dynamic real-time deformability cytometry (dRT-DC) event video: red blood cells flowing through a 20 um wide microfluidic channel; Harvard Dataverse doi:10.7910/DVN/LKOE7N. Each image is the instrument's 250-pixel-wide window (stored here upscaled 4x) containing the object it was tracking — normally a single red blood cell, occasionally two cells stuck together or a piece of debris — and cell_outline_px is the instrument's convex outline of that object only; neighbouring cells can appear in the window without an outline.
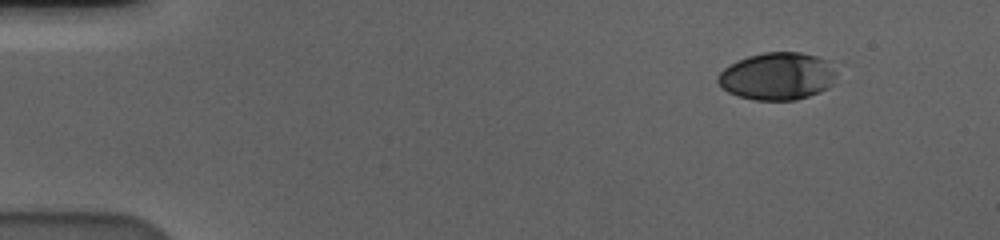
{"species": "human", "species_latin": "Homo sapiens", "temperature_condition": "cold", "stored_images_in_passage": 53, "camera_frame_rate_fps": 3000, "um_per_image_px": 0.085, "donor": {"sex": "male"}, "frame": {"image": 1, "passage_image": 1, "time_ms": 0.0, "image_size_px": [1000, 240], "cell_outline_px": [[836, 72], [832, 84], [828, 88], [820, 92], [796, 100], [756, 100], [740, 96], [728, 92], [720, 88], [716, 80], [716, 76], [724, 68], [736, 60], [748, 56], [764, 52], [800, 52], [832, 60]], "centroid_in_image_um": [66.08, 6.47], "position_along_channel_um": 18.9, "area_um2": 33.23}}
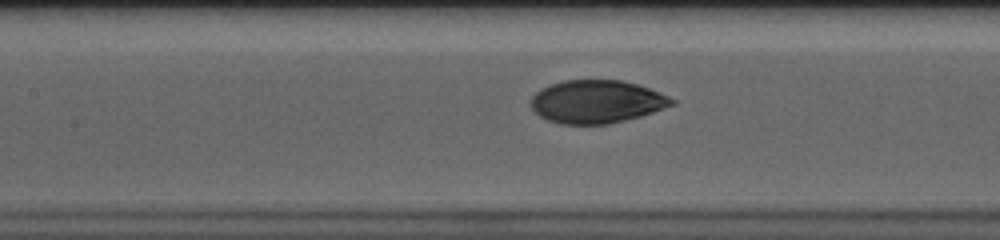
{"frame": {"image": 2, "passage_image": 22, "time_ms": 7.0, "image_size_px": [1000, 240], "cell_outline_px": [[676, 104], [640, 116], [608, 124], [560, 124], [548, 120], [540, 116], [532, 108], [528, 100], [540, 88], [564, 80], [620, 80], [636, 84], [648, 88], [668, 96], [676, 100]], "centroid_in_image_um": [50.69, 8.64], "position_along_channel_um": 156.7, "area_um2": 35.26}}
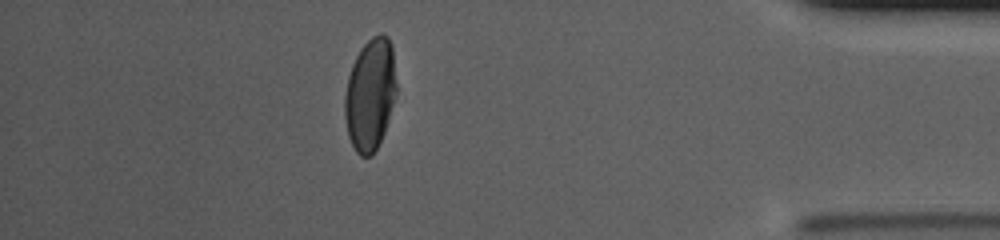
{"frame": {"image": 3, "passage_image": 46, "time_ms": 15.0, "image_size_px": [1000, 240], "cell_outline_px": [[396, 92], [384, 132], [372, 156], [360, 156], [356, 152], [348, 136], [344, 116], [344, 96], [348, 76], [352, 64], [360, 48], [372, 36], [380, 32], [388, 36], [392, 44], [396, 84]], "centroid_in_image_um": [31.45, 7.99], "position_along_channel_um": 403.8, "area_um2": 33.81}, "authors_computed_cell_mechanics": {"area_um2": 35.6626, "velocity_mm_per_s": 3.5794, "shape_relaxation_time_tau1_ms": 4.498, "shape_relaxation_time_tau2_ms": 1.043, "deformation_change_tau1": 0.1684, "deformation_change_tau2": 0.04}}